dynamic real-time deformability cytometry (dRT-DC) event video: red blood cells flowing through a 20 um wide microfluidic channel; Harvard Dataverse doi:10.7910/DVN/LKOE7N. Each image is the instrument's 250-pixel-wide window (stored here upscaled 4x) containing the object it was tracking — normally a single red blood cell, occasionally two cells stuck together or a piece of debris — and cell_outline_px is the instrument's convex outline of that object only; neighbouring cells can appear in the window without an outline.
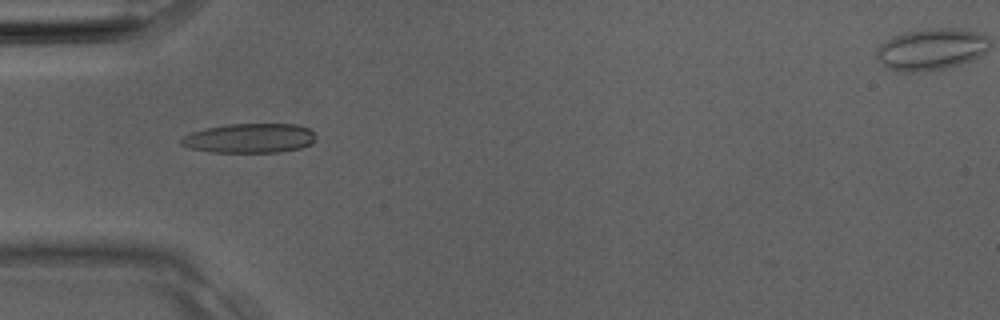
{"species": "Egyptian fruit bat (a non-hibernating species)", "species_latin": "Rousettus aegyptiacus", "temperature_condition": "room temperature", "stored_images_in_passage": 4, "camera_frame_rate_fps": 3000, "um_per_image_px": 0.085, "animal": {"sex": "male"}, "frame": {"image": 1, "passage_image": 4, "time_ms": 1.0, "image_size_px": [1000, 320], "cell_outline_px": [[316, 140], [312, 144], [300, 148], [280, 152], [212, 152], [188, 148], [180, 144], [180, 140], [184, 136], [192, 132], [204, 128], [228, 124], [296, 124], [308, 128], [316, 136]], "centroid_in_image_um": [21.22, 11.75], "position_along_channel_um": 63.8, "area_um2": 23.24}}